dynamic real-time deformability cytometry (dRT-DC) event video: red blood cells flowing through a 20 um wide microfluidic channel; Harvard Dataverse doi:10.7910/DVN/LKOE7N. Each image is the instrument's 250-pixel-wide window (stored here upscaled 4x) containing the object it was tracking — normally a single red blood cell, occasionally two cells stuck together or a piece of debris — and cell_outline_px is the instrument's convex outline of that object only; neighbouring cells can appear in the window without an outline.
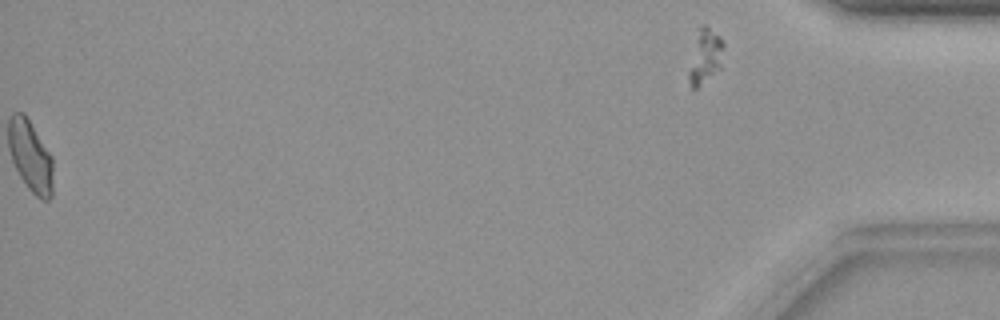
{"species": "common noctule bat (a hibernating species)", "species_latin": "Nyctalus noctula", "temperature_condition": "warm", "stored_images_in_passage": 43, "segment_of_instrument_passage": [2, 2], "camera_frame_rate_fps": 3000, "um_per_image_px": 0.085, "animal": {"sex": "female", "body_mass_g": 19.9}, "frame": {"image": 1, "passage_image": 43, "time_ms": 14.0, "image_size_px": [1000, 320], "cell_outline_px": [[724, 44], [720, 68], [696, 88], [692, 88], [688, 80], [688, 72], [700, 24], [704, 24]], "centroid_in_image_um": [59.92, 4.83], "position_along_channel_um": 375.3, "area_um2": 10.35}}